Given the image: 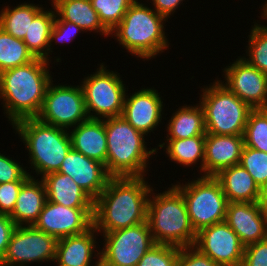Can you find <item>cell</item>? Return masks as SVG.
Segmentation results:
<instances>
[{
	"label": "cell",
	"mask_w": 267,
	"mask_h": 266,
	"mask_svg": "<svg viewBox=\"0 0 267 266\" xmlns=\"http://www.w3.org/2000/svg\"><path fill=\"white\" fill-rule=\"evenodd\" d=\"M142 177H111L94 200L93 226L99 234L147 222L151 183Z\"/></svg>",
	"instance_id": "obj_1"
},
{
	"label": "cell",
	"mask_w": 267,
	"mask_h": 266,
	"mask_svg": "<svg viewBox=\"0 0 267 266\" xmlns=\"http://www.w3.org/2000/svg\"><path fill=\"white\" fill-rule=\"evenodd\" d=\"M50 63L36 58L0 73V101L10 125L39 115L47 87L53 80Z\"/></svg>",
	"instance_id": "obj_2"
},
{
	"label": "cell",
	"mask_w": 267,
	"mask_h": 266,
	"mask_svg": "<svg viewBox=\"0 0 267 266\" xmlns=\"http://www.w3.org/2000/svg\"><path fill=\"white\" fill-rule=\"evenodd\" d=\"M140 2L135 0L130 5L121 22L110 32V37H116L119 46L127 50L125 52L149 61L169 49L165 32L168 19L151 8L149 2V5Z\"/></svg>",
	"instance_id": "obj_3"
},
{
	"label": "cell",
	"mask_w": 267,
	"mask_h": 266,
	"mask_svg": "<svg viewBox=\"0 0 267 266\" xmlns=\"http://www.w3.org/2000/svg\"><path fill=\"white\" fill-rule=\"evenodd\" d=\"M107 138L106 170L111 177L147 176L156 148H147V137L123 116L105 119Z\"/></svg>",
	"instance_id": "obj_4"
},
{
	"label": "cell",
	"mask_w": 267,
	"mask_h": 266,
	"mask_svg": "<svg viewBox=\"0 0 267 266\" xmlns=\"http://www.w3.org/2000/svg\"><path fill=\"white\" fill-rule=\"evenodd\" d=\"M27 150V168L31 177L40 179L58 172L72 148L68 130L40 121L37 117L25 118L12 125ZM35 170V171H34ZM36 172V173H35ZM32 173L36 175H32Z\"/></svg>",
	"instance_id": "obj_5"
},
{
	"label": "cell",
	"mask_w": 267,
	"mask_h": 266,
	"mask_svg": "<svg viewBox=\"0 0 267 266\" xmlns=\"http://www.w3.org/2000/svg\"><path fill=\"white\" fill-rule=\"evenodd\" d=\"M152 188L148 199L147 223L155 244L193 246V229L182 193L171 184L163 192Z\"/></svg>",
	"instance_id": "obj_6"
},
{
	"label": "cell",
	"mask_w": 267,
	"mask_h": 266,
	"mask_svg": "<svg viewBox=\"0 0 267 266\" xmlns=\"http://www.w3.org/2000/svg\"><path fill=\"white\" fill-rule=\"evenodd\" d=\"M208 85V86H207ZM200 87V105L204 110L206 133L243 135L252 108L215 78Z\"/></svg>",
	"instance_id": "obj_7"
},
{
	"label": "cell",
	"mask_w": 267,
	"mask_h": 266,
	"mask_svg": "<svg viewBox=\"0 0 267 266\" xmlns=\"http://www.w3.org/2000/svg\"><path fill=\"white\" fill-rule=\"evenodd\" d=\"M197 176L192 180L186 179L187 182L176 181L173 184L184 197L196 233L202 228L224 222L228 205L221 184L214 176Z\"/></svg>",
	"instance_id": "obj_8"
},
{
	"label": "cell",
	"mask_w": 267,
	"mask_h": 266,
	"mask_svg": "<svg viewBox=\"0 0 267 266\" xmlns=\"http://www.w3.org/2000/svg\"><path fill=\"white\" fill-rule=\"evenodd\" d=\"M99 66V67H98ZM92 74L85 75L79 84L82 87L86 112L89 118L106 119L122 116L126 84L116 70L107 69L100 63Z\"/></svg>",
	"instance_id": "obj_9"
},
{
	"label": "cell",
	"mask_w": 267,
	"mask_h": 266,
	"mask_svg": "<svg viewBox=\"0 0 267 266\" xmlns=\"http://www.w3.org/2000/svg\"><path fill=\"white\" fill-rule=\"evenodd\" d=\"M100 236L103 240L100 266H137L139 260L155 244L147 222Z\"/></svg>",
	"instance_id": "obj_10"
},
{
	"label": "cell",
	"mask_w": 267,
	"mask_h": 266,
	"mask_svg": "<svg viewBox=\"0 0 267 266\" xmlns=\"http://www.w3.org/2000/svg\"><path fill=\"white\" fill-rule=\"evenodd\" d=\"M47 87L37 118L47 124L70 130L89 117L81 85L54 84Z\"/></svg>",
	"instance_id": "obj_11"
},
{
	"label": "cell",
	"mask_w": 267,
	"mask_h": 266,
	"mask_svg": "<svg viewBox=\"0 0 267 266\" xmlns=\"http://www.w3.org/2000/svg\"><path fill=\"white\" fill-rule=\"evenodd\" d=\"M57 242L56 237L33 226H17L0 262L8 266H29L46 262L48 264L51 261L53 263Z\"/></svg>",
	"instance_id": "obj_12"
},
{
	"label": "cell",
	"mask_w": 267,
	"mask_h": 266,
	"mask_svg": "<svg viewBox=\"0 0 267 266\" xmlns=\"http://www.w3.org/2000/svg\"><path fill=\"white\" fill-rule=\"evenodd\" d=\"M219 81L252 109L267 108V74L250 65L242 56L222 69Z\"/></svg>",
	"instance_id": "obj_13"
},
{
	"label": "cell",
	"mask_w": 267,
	"mask_h": 266,
	"mask_svg": "<svg viewBox=\"0 0 267 266\" xmlns=\"http://www.w3.org/2000/svg\"><path fill=\"white\" fill-rule=\"evenodd\" d=\"M193 246L219 266L242 265L245 246L225 221L199 230Z\"/></svg>",
	"instance_id": "obj_14"
},
{
	"label": "cell",
	"mask_w": 267,
	"mask_h": 266,
	"mask_svg": "<svg viewBox=\"0 0 267 266\" xmlns=\"http://www.w3.org/2000/svg\"><path fill=\"white\" fill-rule=\"evenodd\" d=\"M94 208H71L46 200L33 227L57 239L78 235L93 226Z\"/></svg>",
	"instance_id": "obj_15"
},
{
	"label": "cell",
	"mask_w": 267,
	"mask_h": 266,
	"mask_svg": "<svg viewBox=\"0 0 267 266\" xmlns=\"http://www.w3.org/2000/svg\"><path fill=\"white\" fill-rule=\"evenodd\" d=\"M160 93L155 87H142L135 92L130 91L129 94L127 89L125 94L122 116L146 137L148 134L150 136L151 132L155 134L154 131L161 125L162 118H166L163 113L164 98Z\"/></svg>",
	"instance_id": "obj_16"
},
{
	"label": "cell",
	"mask_w": 267,
	"mask_h": 266,
	"mask_svg": "<svg viewBox=\"0 0 267 266\" xmlns=\"http://www.w3.org/2000/svg\"><path fill=\"white\" fill-rule=\"evenodd\" d=\"M69 175L93 200L105 189L111 176L103 163L70 149L58 171Z\"/></svg>",
	"instance_id": "obj_17"
},
{
	"label": "cell",
	"mask_w": 267,
	"mask_h": 266,
	"mask_svg": "<svg viewBox=\"0 0 267 266\" xmlns=\"http://www.w3.org/2000/svg\"><path fill=\"white\" fill-rule=\"evenodd\" d=\"M225 222L244 246L267 238V214L257 202L228 203Z\"/></svg>",
	"instance_id": "obj_18"
},
{
	"label": "cell",
	"mask_w": 267,
	"mask_h": 266,
	"mask_svg": "<svg viewBox=\"0 0 267 266\" xmlns=\"http://www.w3.org/2000/svg\"><path fill=\"white\" fill-rule=\"evenodd\" d=\"M98 237L99 233L92 226L82 234L58 239L54 264H57L56 266H100L101 244L96 241Z\"/></svg>",
	"instance_id": "obj_19"
},
{
	"label": "cell",
	"mask_w": 267,
	"mask_h": 266,
	"mask_svg": "<svg viewBox=\"0 0 267 266\" xmlns=\"http://www.w3.org/2000/svg\"><path fill=\"white\" fill-rule=\"evenodd\" d=\"M243 147V135L206 133L203 176H216L223 169L238 165Z\"/></svg>",
	"instance_id": "obj_20"
},
{
	"label": "cell",
	"mask_w": 267,
	"mask_h": 266,
	"mask_svg": "<svg viewBox=\"0 0 267 266\" xmlns=\"http://www.w3.org/2000/svg\"><path fill=\"white\" fill-rule=\"evenodd\" d=\"M68 132L72 149L90 159L106 164L107 138L105 119L88 118Z\"/></svg>",
	"instance_id": "obj_21"
},
{
	"label": "cell",
	"mask_w": 267,
	"mask_h": 266,
	"mask_svg": "<svg viewBox=\"0 0 267 266\" xmlns=\"http://www.w3.org/2000/svg\"><path fill=\"white\" fill-rule=\"evenodd\" d=\"M41 180L48 201L71 208H94V200L69 175L55 172Z\"/></svg>",
	"instance_id": "obj_22"
},
{
	"label": "cell",
	"mask_w": 267,
	"mask_h": 266,
	"mask_svg": "<svg viewBox=\"0 0 267 266\" xmlns=\"http://www.w3.org/2000/svg\"><path fill=\"white\" fill-rule=\"evenodd\" d=\"M47 200L44 183L30 177L21 187L10 218L17 226H33Z\"/></svg>",
	"instance_id": "obj_23"
},
{
	"label": "cell",
	"mask_w": 267,
	"mask_h": 266,
	"mask_svg": "<svg viewBox=\"0 0 267 266\" xmlns=\"http://www.w3.org/2000/svg\"><path fill=\"white\" fill-rule=\"evenodd\" d=\"M56 17L62 21L75 23L85 32L98 33L107 38L110 32L101 23L91 0H51Z\"/></svg>",
	"instance_id": "obj_24"
},
{
	"label": "cell",
	"mask_w": 267,
	"mask_h": 266,
	"mask_svg": "<svg viewBox=\"0 0 267 266\" xmlns=\"http://www.w3.org/2000/svg\"><path fill=\"white\" fill-rule=\"evenodd\" d=\"M231 202H257L259 187L252 176L240 164L225 168L214 176Z\"/></svg>",
	"instance_id": "obj_25"
},
{
	"label": "cell",
	"mask_w": 267,
	"mask_h": 266,
	"mask_svg": "<svg viewBox=\"0 0 267 266\" xmlns=\"http://www.w3.org/2000/svg\"><path fill=\"white\" fill-rule=\"evenodd\" d=\"M165 125L164 139H187L194 136H205L204 110L200 103L184 104L171 113Z\"/></svg>",
	"instance_id": "obj_26"
},
{
	"label": "cell",
	"mask_w": 267,
	"mask_h": 266,
	"mask_svg": "<svg viewBox=\"0 0 267 266\" xmlns=\"http://www.w3.org/2000/svg\"><path fill=\"white\" fill-rule=\"evenodd\" d=\"M159 141L156 148V152L162 148L165 151V155L169 157L171 162L182 165L187 169L191 166L196 169L200 176H203L204 165V150H205V136H194L187 139H165ZM199 165V166H196ZM200 172V173H199Z\"/></svg>",
	"instance_id": "obj_27"
},
{
	"label": "cell",
	"mask_w": 267,
	"mask_h": 266,
	"mask_svg": "<svg viewBox=\"0 0 267 266\" xmlns=\"http://www.w3.org/2000/svg\"><path fill=\"white\" fill-rule=\"evenodd\" d=\"M52 10L43 8L32 20L25 34L23 42L35 58L49 61V39L53 27L56 12L51 4ZM47 9V10H46Z\"/></svg>",
	"instance_id": "obj_28"
},
{
	"label": "cell",
	"mask_w": 267,
	"mask_h": 266,
	"mask_svg": "<svg viewBox=\"0 0 267 266\" xmlns=\"http://www.w3.org/2000/svg\"><path fill=\"white\" fill-rule=\"evenodd\" d=\"M16 6H4L0 9V28L13 37L23 40L28 34L30 23L44 8L43 5L24 1Z\"/></svg>",
	"instance_id": "obj_29"
},
{
	"label": "cell",
	"mask_w": 267,
	"mask_h": 266,
	"mask_svg": "<svg viewBox=\"0 0 267 266\" xmlns=\"http://www.w3.org/2000/svg\"><path fill=\"white\" fill-rule=\"evenodd\" d=\"M35 59L23 40L13 37L0 28V73L26 65Z\"/></svg>",
	"instance_id": "obj_30"
},
{
	"label": "cell",
	"mask_w": 267,
	"mask_h": 266,
	"mask_svg": "<svg viewBox=\"0 0 267 266\" xmlns=\"http://www.w3.org/2000/svg\"><path fill=\"white\" fill-rule=\"evenodd\" d=\"M257 20L251 25L248 35L246 56H242L250 65L267 74V25ZM267 24V23H266Z\"/></svg>",
	"instance_id": "obj_31"
},
{
	"label": "cell",
	"mask_w": 267,
	"mask_h": 266,
	"mask_svg": "<svg viewBox=\"0 0 267 266\" xmlns=\"http://www.w3.org/2000/svg\"><path fill=\"white\" fill-rule=\"evenodd\" d=\"M243 137L244 146L267 153V108L250 111Z\"/></svg>",
	"instance_id": "obj_32"
},
{
	"label": "cell",
	"mask_w": 267,
	"mask_h": 266,
	"mask_svg": "<svg viewBox=\"0 0 267 266\" xmlns=\"http://www.w3.org/2000/svg\"><path fill=\"white\" fill-rule=\"evenodd\" d=\"M135 0H91L103 26L111 32Z\"/></svg>",
	"instance_id": "obj_33"
},
{
	"label": "cell",
	"mask_w": 267,
	"mask_h": 266,
	"mask_svg": "<svg viewBox=\"0 0 267 266\" xmlns=\"http://www.w3.org/2000/svg\"><path fill=\"white\" fill-rule=\"evenodd\" d=\"M260 188L267 182V153L244 146L239 163Z\"/></svg>",
	"instance_id": "obj_34"
},
{
	"label": "cell",
	"mask_w": 267,
	"mask_h": 266,
	"mask_svg": "<svg viewBox=\"0 0 267 266\" xmlns=\"http://www.w3.org/2000/svg\"><path fill=\"white\" fill-rule=\"evenodd\" d=\"M181 247L154 244L139 260L137 266H175Z\"/></svg>",
	"instance_id": "obj_35"
},
{
	"label": "cell",
	"mask_w": 267,
	"mask_h": 266,
	"mask_svg": "<svg viewBox=\"0 0 267 266\" xmlns=\"http://www.w3.org/2000/svg\"><path fill=\"white\" fill-rule=\"evenodd\" d=\"M79 32H82V34L85 33V31L79 26H77L75 23L62 21L55 17L49 39V62H52L51 56L54 52L53 49H55L53 48V44L55 47V45L57 44L66 45V42H73Z\"/></svg>",
	"instance_id": "obj_36"
},
{
	"label": "cell",
	"mask_w": 267,
	"mask_h": 266,
	"mask_svg": "<svg viewBox=\"0 0 267 266\" xmlns=\"http://www.w3.org/2000/svg\"><path fill=\"white\" fill-rule=\"evenodd\" d=\"M0 151V184L9 183L13 181H27L31 176L28 171L14 157H10L5 153ZM7 155V156H6Z\"/></svg>",
	"instance_id": "obj_37"
},
{
	"label": "cell",
	"mask_w": 267,
	"mask_h": 266,
	"mask_svg": "<svg viewBox=\"0 0 267 266\" xmlns=\"http://www.w3.org/2000/svg\"><path fill=\"white\" fill-rule=\"evenodd\" d=\"M175 266H219L194 246L181 247Z\"/></svg>",
	"instance_id": "obj_38"
},
{
	"label": "cell",
	"mask_w": 267,
	"mask_h": 266,
	"mask_svg": "<svg viewBox=\"0 0 267 266\" xmlns=\"http://www.w3.org/2000/svg\"><path fill=\"white\" fill-rule=\"evenodd\" d=\"M26 181L0 184V214L10 216L13 212L22 185Z\"/></svg>",
	"instance_id": "obj_39"
},
{
	"label": "cell",
	"mask_w": 267,
	"mask_h": 266,
	"mask_svg": "<svg viewBox=\"0 0 267 266\" xmlns=\"http://www.w3.org/2000/svg\"><path fill=\"white\" fill-rule=\"evenodd\" d=\"M241 266H267V238L245 246Z\"/></svg>",
	"instance_id": "obj_40"
},
{
	"label": "cell",
	"mask_w": 267,
	"mask_h": 266,
	"mask_svg": "<svg viewBox=\"0 0 267 266\" xmlns=\"http://www.w3.org/2000/svg\"><path fill=\"white\" fill-rule=\"evenodd\" d=\"M17 225L8 215L0 214V261L3 259L13 231Z\"/></svg>",
	"instance_id": "obj_41"
},
{
	"label": "cell",
	"mask_w": 267,
	"mask_h": 266,
	"mask_svg": "<svg viewBox=\"0 0 267 266\" xmlns=\"http://www.w3.org/2000/svg\"><path fill=\"white\" fill-rule=\"evenodd\" d=\"M147 0L146 2H148ZM185 0H150L152 8L158 13L165 16L167 19L174 15L177 9Z\"/></svg>",
	"instance_id": "obj_42"
},
{
	"label": "cell",
	"mask_w": 267,
	"mask_h": 266,
	"mask_svg": "<svg viewBox=\"0 0 267 266\" xmlns=\"http://www.w3.org/2000/svg\"><path fill=\"white\" fill-rule=\"evenodd\" d=\"M257 204L261 210L267 214V182L259 188V198Z\"/></svg>",
	"instance_id": "obj_43"
},
{
	"label": "cell",
	"mask_w": 267,
	"mask_h": 266,
	"mask_svg": "<svg viewBox=\"0 0 267 266\" xmlns=\"http://www.w3.org/2000/svg\"><path fill=\"white\" fill-rule=\"evenodd\" d=\"M258 18L263 19V20H267V0L264 1V4L262 3L261 5V17L258 16Z\"/></svg>",
	"instance_id": "obj_44"
},
{
	"label": "cell",
	"mask_w": 267,
	"mask_h": 266,
	"mask_svg": "<svg viewBox=\"0 0 267 266\" xmlns=\"http://www.w3.org/2000/svg\"><path fill=\"white\" fill-rule=\"evenodd\" d=\"M0 266H8V265L2 264V263L0 262Z\"/></svg>",
	"instance_id": "obj_45"
}]
</instances>
